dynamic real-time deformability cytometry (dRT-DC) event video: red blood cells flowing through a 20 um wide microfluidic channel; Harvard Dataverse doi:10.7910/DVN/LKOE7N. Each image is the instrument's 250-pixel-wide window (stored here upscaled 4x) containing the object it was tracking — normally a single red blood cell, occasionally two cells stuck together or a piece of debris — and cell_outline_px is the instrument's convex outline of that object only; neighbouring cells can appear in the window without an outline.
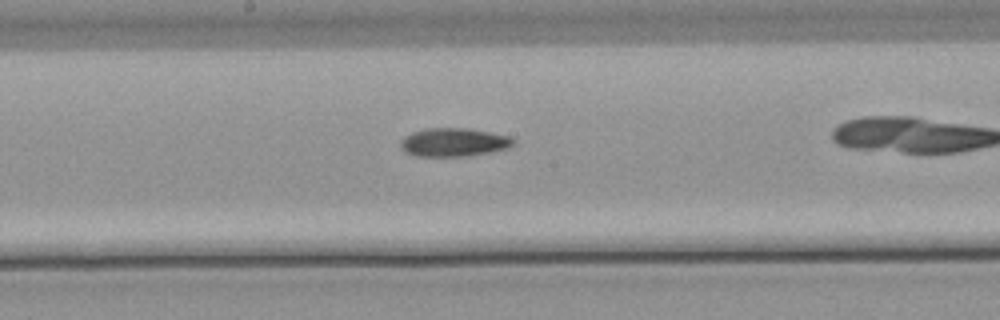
{"species": "common noctule bat (a hibernating species)", "species_latin": "Nyctalus noctula", "temperature_condition": "warm", "stored_images_in_passage": 32, "camera_frame_rate_fps": 3000, "um_per_image_px": 0.085, "animal": {"sex": "male", "body_mass_g": 21.5, "forearm_length_mm": 52.0}, "frame": {"image": 1, "passage_image": 19, "time_ms": 6.0, "image_size_px": [1000, 320], "cell_outline_px": [[516, 140], [508, 148], [492, 152], [460, 156], [416, 156], [404, 152], [400, 148], [400, 140], [404, 136], [412, 132], [424, 128], [472, 128], [508, 136]], "centroid_in_image_um": [38.52, 12.08], "position_along_channel_um": 209.7, "area_um2": 18.84}}